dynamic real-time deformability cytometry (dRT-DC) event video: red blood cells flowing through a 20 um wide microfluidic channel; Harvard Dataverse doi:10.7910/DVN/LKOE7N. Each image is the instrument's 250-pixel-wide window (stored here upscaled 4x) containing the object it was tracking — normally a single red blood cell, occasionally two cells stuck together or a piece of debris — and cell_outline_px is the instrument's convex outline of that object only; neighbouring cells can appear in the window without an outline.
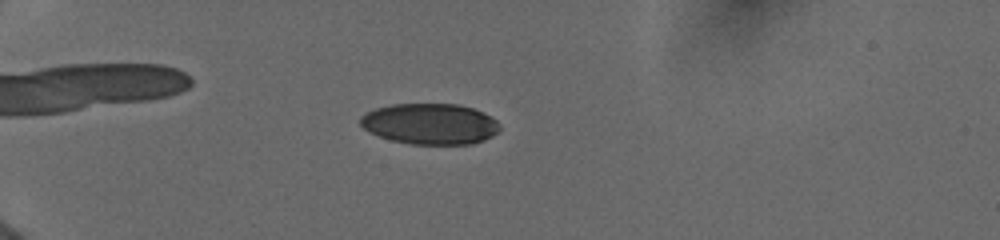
{"species": "human", "species_latin": "Homo sapiens", "temperature_condition": "cold", "stored_images_in_passage": 55, "camera_frame_rate_fps": 3000, "um_per_image_px": 0.085, "donor": {"sex": "female"}, "frame": {"image": 1, "passage_image": 19, "time_ms": 4.0, "image_size_px": [1000, 240], "cell_outline_px": [[500, 128], [492, 136], [484, 140], [472, 144], [412, 144], [392, 140], [380, 136], [364, 128], [360, 124], [360, 116], [376, 108], [392, 104], [456, 104], [472, 108], [484, 112], [496, 120], [500, 124]], "centroid_in_image_um": [36.58, 10.53], "position_along_channel_um": 48.4, "area_um2": 33.06}}
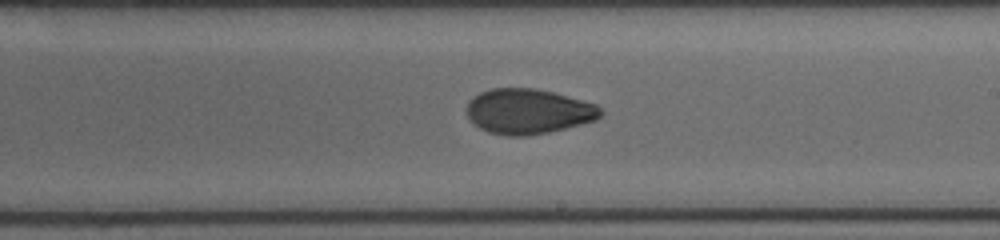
{"frame": {"image": 2, "passage_image": 37, "time_ms": 10.0, "image_size_px": [1000, 240], "cell_outline_px": [[604, 112], [596, 120], [548, 132], [524, 136], [504, 136], [488, 132], [472, 124], [464, 108], [468, 100], [480, 92], [488, 88], [532, 88], [552, 92], [596, 104]], "centroid_in_image_um": [44.84, 9.47], "position_along_channel_um": 244.2, "area_um2": 35.37}}
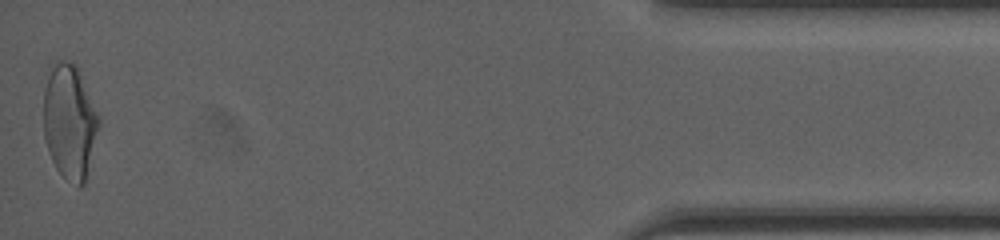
{"frame": {"image": 3, "passage_image": 55, "time_ms": 16.333, "image_size_px": [1000, 240], "cell_outline_px": [[100, 124], [84, 184], [80, 188], [64, 176], [56, 168], [52, 160], [44, 136], [44, 88], [48, 76], [56, 60], [64, 60], [76, 64], [100, 120]], "centroid_in_image_um": [5.91, 10.34], "position_along_channel_um": 429.3, "area_um2": 36.36}, "authors_computed_cell_mechanics": {"area_um2": 34.4488, "velocity_mm_per_s": 3.9896, "shape_relaxation_time_tau1_ms": 8.0134, "shape_relaxation_time_tau2_ms": 1.9345, "deformation_change_tau1": 0.1994, "deformation_change_tau2": 0.0603}}